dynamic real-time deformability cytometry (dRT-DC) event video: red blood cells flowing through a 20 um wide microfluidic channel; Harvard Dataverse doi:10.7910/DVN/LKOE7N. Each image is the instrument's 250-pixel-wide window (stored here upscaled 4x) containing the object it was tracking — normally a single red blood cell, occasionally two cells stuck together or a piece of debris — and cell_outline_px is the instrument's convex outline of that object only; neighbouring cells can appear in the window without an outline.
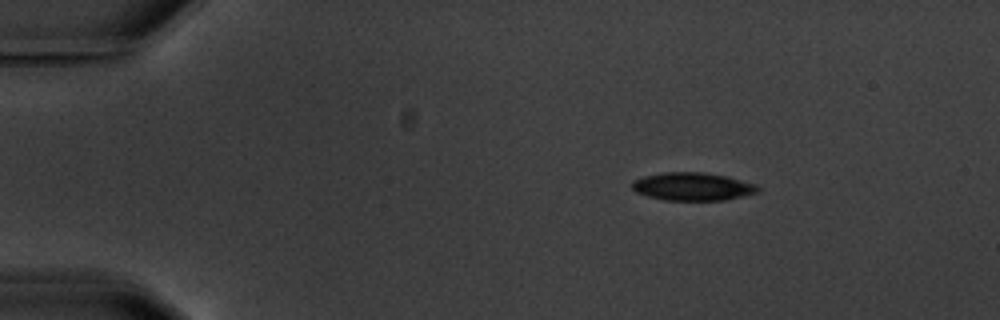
{"species": "common noctule bat (a hibernating species)", "species_latin": "Nyctalus noctula", "temperature_condition": "warm", "stored_images_in_passage": 4, "segment_of_instrument_passage": [1, 2], "camera_frame_rate_fps": 3000, "um_per_image_px": 0.085, "animal": {"sex": "male", "body_mass_g": 20.1, "forearm_length_mm": 53.5}, "frame": {"image": 1, "passage_image": 1, "time_ms": 0.0, "image_size_px": [1000, 320], "cell_outline_px": [[760, 192], [728, 200], [664, 200], [648, 196], [636, 192], [632, 188], [632, 180], [644, 176], [664, 172], [704, 172], [728, 176], [756, 184], [760, 188]], "centroid_in_image_um": [58.91, 15.85], "position_along_channel_um": 26.1, "area_um2": 20.75}}